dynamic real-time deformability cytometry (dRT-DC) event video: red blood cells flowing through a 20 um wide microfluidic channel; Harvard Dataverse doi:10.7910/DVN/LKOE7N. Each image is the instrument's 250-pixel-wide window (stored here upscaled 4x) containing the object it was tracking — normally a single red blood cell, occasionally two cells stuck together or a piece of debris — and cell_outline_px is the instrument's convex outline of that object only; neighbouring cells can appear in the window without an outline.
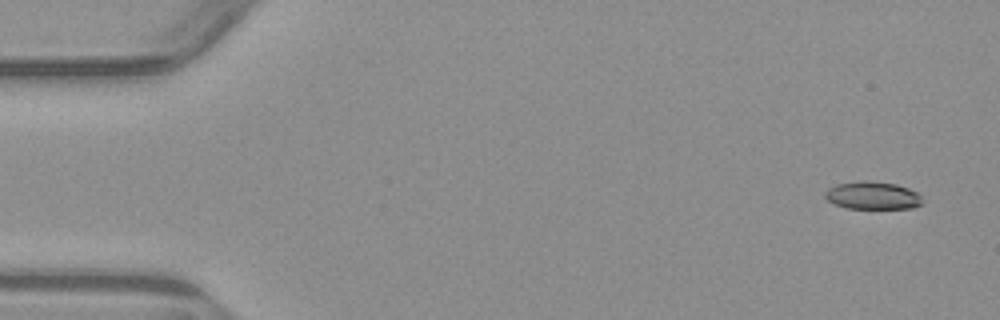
{"species": "common noctule bat (a hibernating species)", "species_latin": "Nyctalus noctula", "temperature_condition": "warm", "stored_images_in_passage": 4, "camera_frame_rate_fps": 3000, "um_per_image_px": 0.085, "animal": {"sex": "male", "body_mass_g": 23.1, "forearm_length_mm": 52.7}, "frame": {"image": 1, "passage_image": 1, "time_ms": 0.0, "image_size_px": [1000, 320], "cell_outline_px": [[920, 204], [912, 208], [848, 208], [836, 204], [828, 200], [824, 196], [824, 192], [828, 188], [836, 184], [860, 180], [864, 180], [896, 184], [908, 188], [916, 192], [920, 196]], "centroid_in_image_um": [74.12, 16.6], "position_along_channel_um": 10.9, "area_um2": 15.55}}
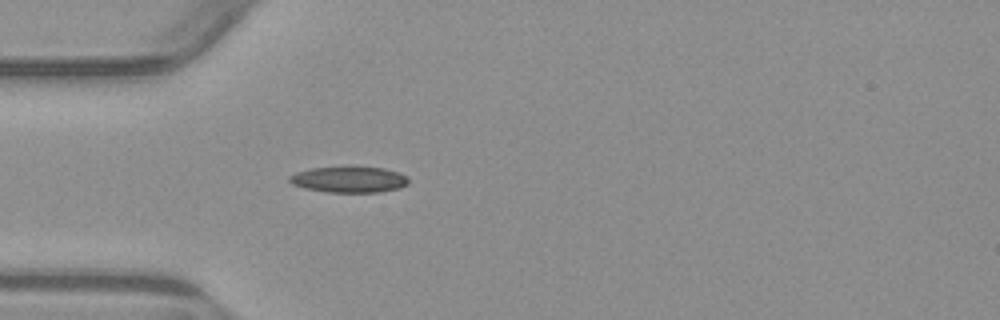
{"frame": {"image": 2, "passage_image": 4, "time_ms": 4.333, "image_size_px": [1000, 320], "cell_outline_px": [[408, 184], [400, 188], [380, 192], [328, 192], [304, 188], [292, 184], [288, 180], [288, 176], [296, 172], [312, 168], [352, 164], [384, 168], [400, 172], [408, 176]], "centroid_in_image_um": [29.69, 15.21], "position_along_channel_um": 55.3, "area_um2": 18.9}}